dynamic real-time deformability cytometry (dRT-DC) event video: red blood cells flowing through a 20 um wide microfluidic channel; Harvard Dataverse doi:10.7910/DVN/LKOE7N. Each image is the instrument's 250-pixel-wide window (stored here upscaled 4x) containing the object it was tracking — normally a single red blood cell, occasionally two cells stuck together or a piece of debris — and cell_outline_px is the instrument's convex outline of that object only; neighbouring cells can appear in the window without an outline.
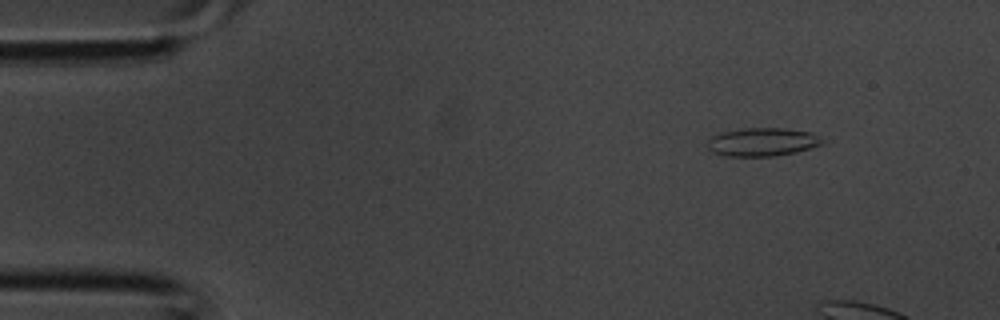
{"species": "common noctule bat (a hibernating species)", "species_latin": "Nyctalus noctula", "temperature_condition": "room temperature", "stored_images_in_passage": 5, "camera_frame_rate_fps": 3000, "um_per_image_px": 0.085, "animal": {"sex": "male", "body_mass_g": 20.1, "forearm_length_mm": 53.5}, "frame": {"image": 1, "passage_image": 1, "time_ms": 0.0, "image_size_px": [1000, 320], "cell_outline_px": [[824, 144], [796, 152], [776, 156], [724, 156], [712, 152], [708, 148], [708, 140], [712, 136], [724, 132], [744, 128], [784, 128], [812, 132], [820, 136], [824, 140]], "centroid_in_image_um": [64.84, 12.07], "position_along_channel_um": 20.2, "area_um2": 19.07}}